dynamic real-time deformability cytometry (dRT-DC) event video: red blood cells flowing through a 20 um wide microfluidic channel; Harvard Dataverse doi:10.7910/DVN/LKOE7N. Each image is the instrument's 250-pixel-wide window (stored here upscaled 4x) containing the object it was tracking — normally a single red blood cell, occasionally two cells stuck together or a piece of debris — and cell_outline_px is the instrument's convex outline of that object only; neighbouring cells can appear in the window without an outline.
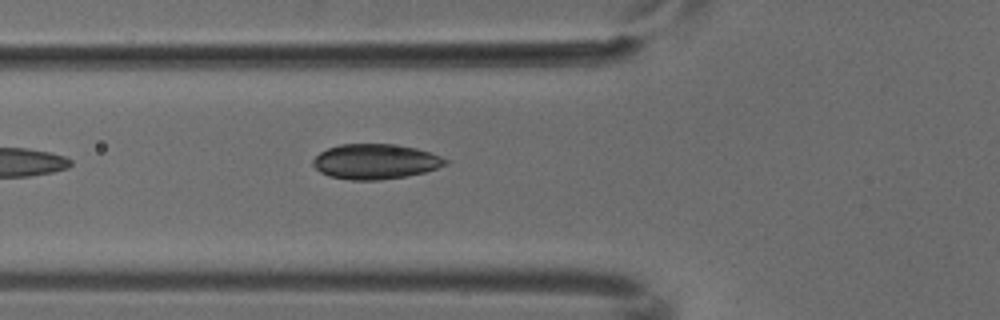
{"species": "common noctule bat (a hibernating species)", "species_latin": "Nyctalus noctula", "temperature_condition": "cold", "stored_images_in_passage": 2, "camera_frame_rate_fps": 3000, "um_per_image_px": 0.085, "animal": {"sex": "male", "body_mass_g": 18.8}, "frame": {"image": 1, "passage_image": 2, "time_ms": 0.333, "image_size_px": [1000, 320], "cell_outline_px": [[448, 164], [424, 172], [404, 176], [376, 180], [348, 180], [328, 176], [320, 172], [312, 164], [312, 160], [320, 152], [328, 148], [340, 144], [392, 144], [416, 148], [440, 156], [448, 160]], "centroid_in_image_um": [31.87, 13.73], "position_along_channel_um": 93.9, "area_um2": 26.93}}